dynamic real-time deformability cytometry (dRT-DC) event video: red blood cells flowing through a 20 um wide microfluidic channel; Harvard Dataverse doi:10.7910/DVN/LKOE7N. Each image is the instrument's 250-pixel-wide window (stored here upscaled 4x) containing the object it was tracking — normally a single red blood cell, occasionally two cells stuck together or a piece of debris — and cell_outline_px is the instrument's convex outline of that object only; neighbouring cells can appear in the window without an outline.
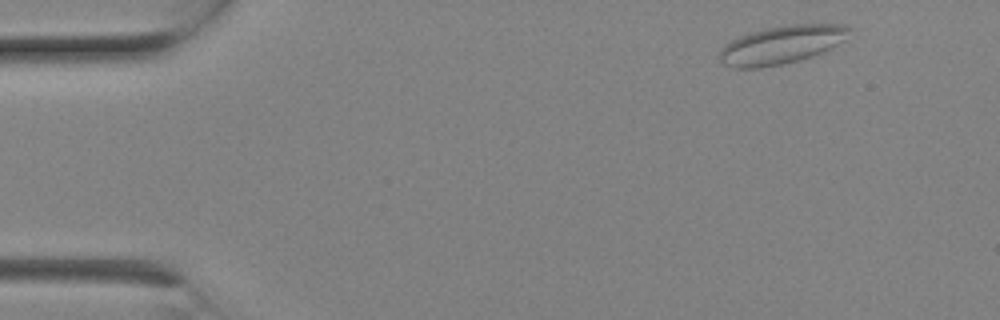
{"species": "Egyptian fruit bat (a non-hibernating species)", "species_latin": "Rousettus aegyptiacus", "temperature_condition": "room temperature", "stored_images_in_passage": 6, "camera_frame_rate_fps": 3000, "um_per_image_px": 0.085, "animal": {"sex": "female"}, "frame": {"image": 1, "passage_image": 1, "time_ms": 0.0, "image_size_px": [1000, 320], "cell_outline_px": [[852, 28], [844, 40], [812, 56], [784, 64], [760, 68], [732, 68], [724, 64], [716, 56], [720, 48], [724, 44], [740, 36], [764, 28], [788, 24], [844, 24]], "centroid_in_image_um": [66.37, 3.8], "position_along_channel_um": 18.6, "area_um2": 28.96}}